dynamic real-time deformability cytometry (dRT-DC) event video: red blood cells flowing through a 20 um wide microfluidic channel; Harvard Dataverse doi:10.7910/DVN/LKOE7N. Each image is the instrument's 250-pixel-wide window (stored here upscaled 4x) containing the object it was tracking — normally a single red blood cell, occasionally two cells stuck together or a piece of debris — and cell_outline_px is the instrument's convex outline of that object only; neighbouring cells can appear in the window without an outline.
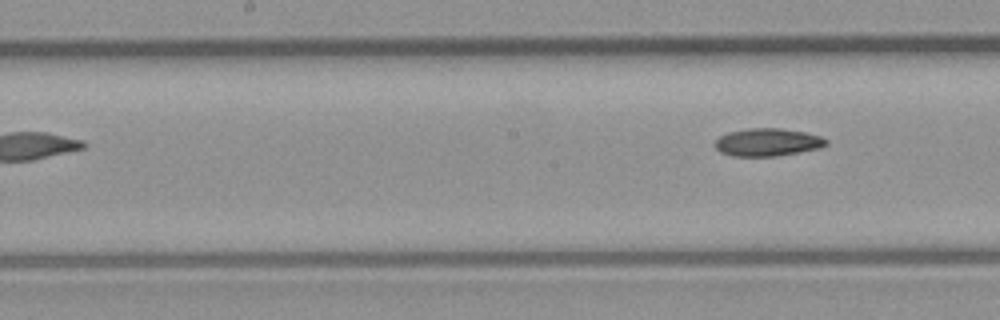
{"species": "common noctule bat (a hibernating species)", "species_latin": "Nyctalus noctula", "temperature_condition": "room temperature", "stored_images_in_passage": 5, "segment_of_instrument_passage": [2, 2], "camera_frame_rate_fps": 3000, "um_per_image_px": 0.085, "animal": {"sex": "male", "body_mass_g": 23.1, "forearm_length_mm": 52.7}, "frame": {"image": 1, "passage_image": 5, "time_ms": 4.667, "image_size_px": [1000, 320], "cell_outline_px": [[828, 144], [820, 148], [776, 156], [732, 156], [720, 152], [712, 144], [720, 136], [728, 132], [748, 128], [780, 128], [804, 132], [820, 136], [828, 140]], "centroid_in_image_um": [65.22, 12.09], "position_along_channel_um": 183.0, "area_um2": 18.03}}